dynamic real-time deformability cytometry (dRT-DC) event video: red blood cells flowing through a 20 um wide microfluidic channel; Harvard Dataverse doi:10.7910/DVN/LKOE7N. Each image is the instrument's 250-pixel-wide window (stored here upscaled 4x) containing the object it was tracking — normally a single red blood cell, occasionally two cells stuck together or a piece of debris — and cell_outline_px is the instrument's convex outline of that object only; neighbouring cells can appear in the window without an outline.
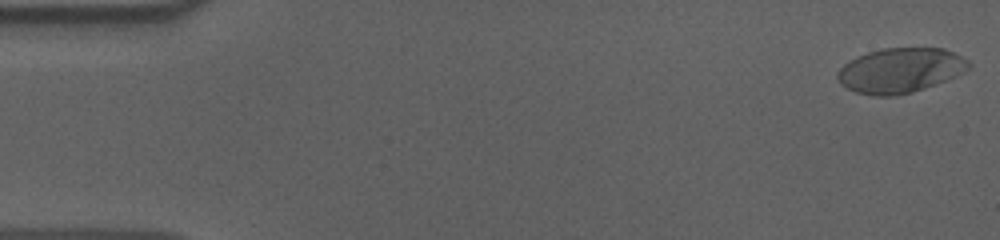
{"species": "human", "species_latin": "Homo sapiens", "temperature_condition": "cold", "stored_images_in_passage": 56, "camera_frame_rate_fps": 3000, "um_per_image_px": 0.085, "donor": {"sex": "male"}, "frame": {"image": 1, "passage_image": 1, "time_ms": 0.0, "image_size_px": [1000, 240], "cell_outline_px": [[972, 64], [964, 72], [956, 76], [924, 88], [912, 92], [892, 96], [876, 96], [856, 92], [848, 88], [836, 76], [840, 68], [844, 64], [856, 56], [868, 52], [884, 48], [944, 48], [968, 60]], "centroid_in_image_um": [76.54, 5.97], "position_along_channel_um": 8.5, "area_um2": 33.93}}
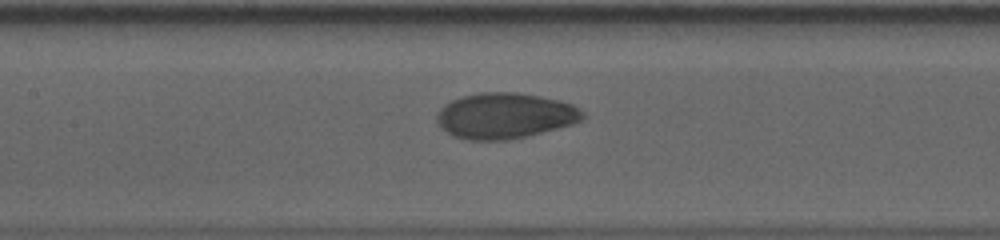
{"frame": {"image": 2, "passage_image": 26, "time_ms": 8.333, "image_size_px": [1000, 240], "cell_outline_px": [[584, 120], [572, 124], [508, 140], [468, 140], [452, 136], [440, 128], [436, 120], [436, 116], [440, 108], [444, 104], [452, 100], [464, 96], [480, 92], [516, 92], [540, 96], [560, 100], [572, 104], [584, 112]], "centroid_in_image_um": [42.89, 9.83], "position_along_channel_um": 164.5, "area_um2": 38.9}}
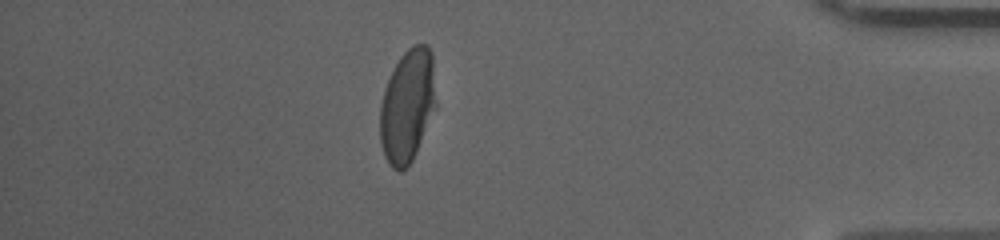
{"frame": {"image": 3, "passage_image": 49, "time_ms": 16.0, "image_size_px": [1000, 240], "cell_outline_px": [[436, 108], [416, 152], [412, 160], [400, 172], [392, 168], [388, 164], [384, 156], [380, 144], [380, 108], [384, 88], [400, 56], [408, 48], [416, 44], [428, 44], [432, 52], [436, 104]], "centroid_in_image_um": [34.63, 9.0], "position_along_channel_um": 400.6, "area_um2": 36.99}, "authors_computed_cell_mechanics": {"area_um2": 37.3677, "velocity_mm_per_s": 3.6093, "shape_relaxation_time_tau1_ms": 5.5896, "shape_relaxation_time_tau2_ms": 1.0197, "deformation_change_tau1": 0.1999, "deformation_change_tau2": 0.0428}}